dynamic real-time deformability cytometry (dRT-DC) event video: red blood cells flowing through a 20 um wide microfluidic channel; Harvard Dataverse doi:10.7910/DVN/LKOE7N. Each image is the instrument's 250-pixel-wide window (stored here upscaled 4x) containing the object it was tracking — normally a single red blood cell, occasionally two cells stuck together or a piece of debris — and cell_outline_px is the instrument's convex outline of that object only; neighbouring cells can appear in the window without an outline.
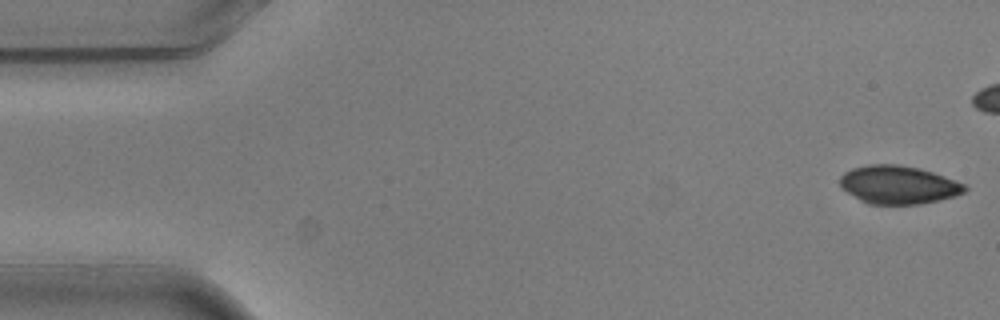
{"species": "common noctule bat (a hibernating species)", "species_latin": "Nyctalus noctula", "temperature_condition": "warm", "stored_images_in_passage": 6, "camera_frame_rate_fps": 3000, "um_per_image_px": 0.085, "animal": {"sex": "male", "body_mass_g": 20.5, "forearm_length_mm": 52.5}, "frame": {"image": 1, "passage_image": 1, "time_ms": 0.0, "image_size_px": [1000, 320], "cell_outline_px": [[968, 188], [964, 192], [956, 196], [940, 200], [920, 204], [868, 204], [860, 200], [840, 188], [840, 176], [844, 172], [852, 168], [868, 164], [896, 164], [920, 168], [956, 180], [964, 184]], "centroid_in_image_um": [76.35, 15.71], "position_along_channel_um": 8.7, "area_um2": 27.98}}